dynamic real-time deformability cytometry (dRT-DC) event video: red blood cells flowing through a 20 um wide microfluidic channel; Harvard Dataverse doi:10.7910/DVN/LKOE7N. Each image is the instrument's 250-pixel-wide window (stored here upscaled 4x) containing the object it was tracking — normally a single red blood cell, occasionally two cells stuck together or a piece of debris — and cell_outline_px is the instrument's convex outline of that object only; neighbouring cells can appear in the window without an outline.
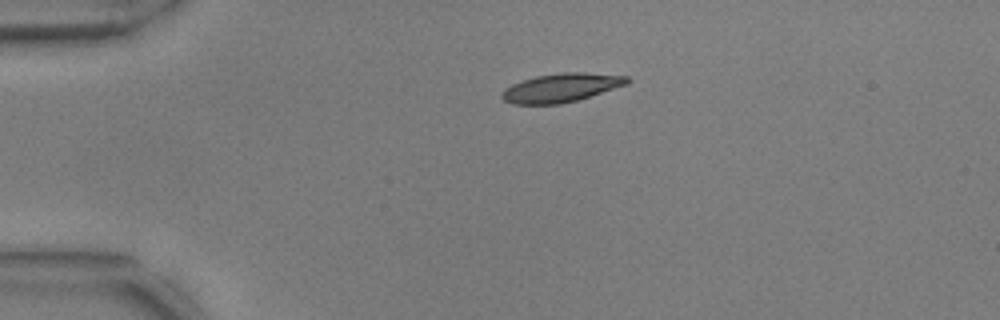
{"species": "common noctule bat (a hibernating species)", "species_latin": "Nyctalus noctula", "temperature_condition": "warm", "stored_images_in_passage": 4, "camera_frame_rate_fps": 3000, "um_per_image_px": 0.085, "animal": {"sex": "male", "body_mass_g": 17.9, "forearm_length_mm": 54.2}, "frame": {"image": 1, "passage_image": 1, "time_ms": 0.0, "image_size_px": [1000, 320], "cell_outline_px": [[628, 84], [576, 100], [560, 104], [512, 104], [504, 100], [500, 96], [500, 92], [504, 88], [512, 84], [536, 76], [560, 72], [584, 72], [628, 76]], "centroid_in_image_um": [47.66, 7.45], "position_along_channel_um": 37.3, "area_um2": 20.87}}